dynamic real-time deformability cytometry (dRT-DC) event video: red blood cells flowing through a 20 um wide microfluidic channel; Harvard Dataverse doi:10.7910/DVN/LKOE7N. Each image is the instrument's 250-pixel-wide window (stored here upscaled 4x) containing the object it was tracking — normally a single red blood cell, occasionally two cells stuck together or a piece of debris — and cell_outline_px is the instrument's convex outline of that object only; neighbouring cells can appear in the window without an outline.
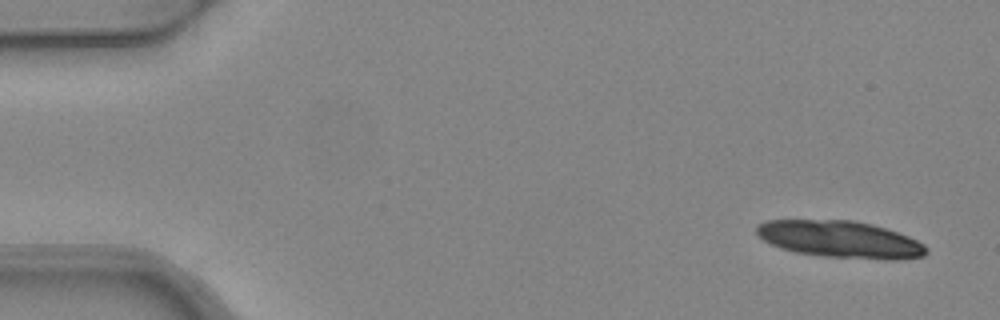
{"species": "common noctule bat (a hibernating species)", "species_latin": "Nyctalus noctula", "temperature_condition": "warm", "stored_images_in_passage": 4, "camera_frame_rate_fps": 3000, "um_per_image_px": 0.085, "animal": {"sex": "female", "body_mass_g": 24.6, "forearm_length_mm": 56.2}, "frame": {"image": 1, "passage_image": 1, "time_ms": 0.0, "image_size_px": [1000, 320], "cell_outline_px": [[928, 252], [924, 256], [900, 260], [892, 260], [824, 256], [796, 252], [780, 248], [764, 240], [756, 232], [756, 224], [768, 220], [852, 220], [872, 224], [908, 236], [924, 244], [928, 248]], "centroid_in_image_um": [71.43, 20.34], "position_along_channel_um": 13.6, "area_um2": 36.47}}
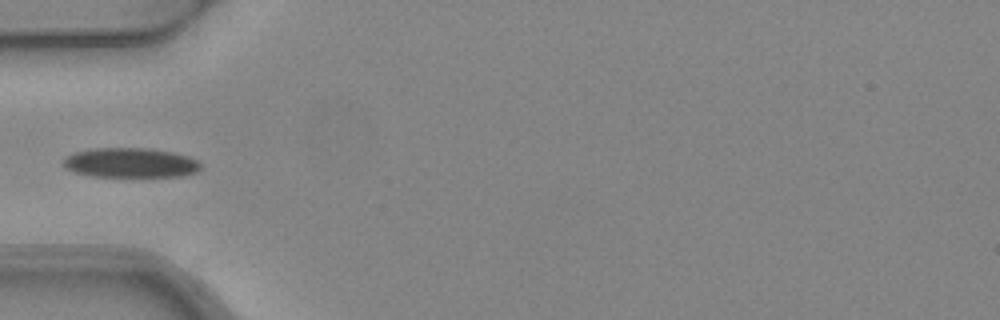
{"frame": {"image": 2, "passage_image": 4, "time_ms": 1.0, "image_size_px": [1000, 320], "cell_outline_px": [[200, 168], [196, 172], [180, 176], [92, 176], [76, 172], [64, 168], [64, 156], [76, 152], [92, 148], [152, 148], [176, 152], [188, 156], [196, 160], [200, 164]], "centroid_in_image_um": [11.09, 13.82], "position_along_channel_um": 73.9, "area_um2": 23.76}}